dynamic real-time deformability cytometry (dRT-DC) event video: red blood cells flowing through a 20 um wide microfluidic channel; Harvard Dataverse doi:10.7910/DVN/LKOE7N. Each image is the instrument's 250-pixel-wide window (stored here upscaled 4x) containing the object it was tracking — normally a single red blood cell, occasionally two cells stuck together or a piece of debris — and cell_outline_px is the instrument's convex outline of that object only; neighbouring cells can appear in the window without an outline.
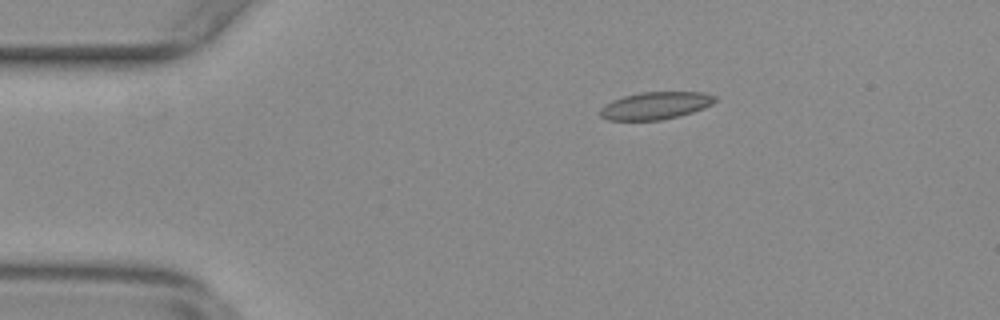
{"species": "common noctule bat (a hibernating species)", "species_latin": "Nyctalus noctula", "temperature_condition": "warm", "stored_images_in_passage": 23, "camera_frame_rate_fps": 3000, "um_per_image_px": 0.085, "animal": {"sex": "female", "body_mass_g": 29.2, "forearm_length_mm": 56.3}, "frame": {"image": 1, "passage_image": 4, "time_ms": 1.0, "image_size_px": [1000, 320], "cell_outline_px": [[716, 100], [712, 104], [704, 108], [680, 116], [660, 120], [608, 120], [600, 116], [600, 108], [604, 104], [612, 100], [624, 96], [640, 92], [704, 92], [716, 96]], "centroid_in_image_um": [55.71, 8.97], "position_along_channel_um": 29.3, "area_um2": 18.44}}
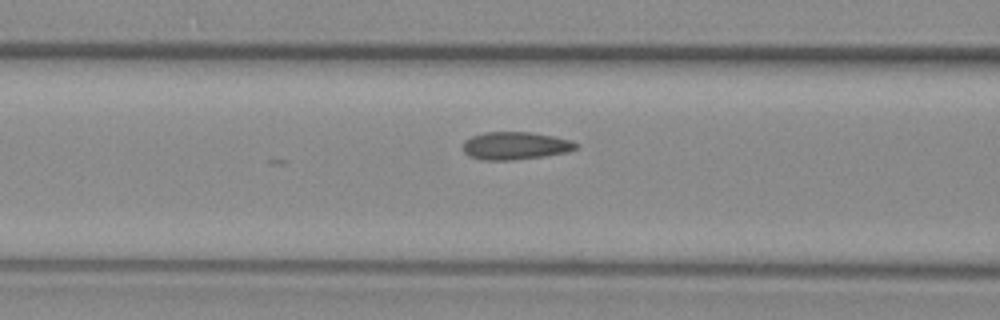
{"frame": {"image": 2, "passage_image": 16, "time_ms": 5.0, "image_size_px": [1000, 320], "cell_outline_px": [[580, 144], [576, 148], [568, 152], [544, 156], [512, 160], [480, 160], [468, 156], [464, 152], [464, 140], [472, 136], [484, 132], [532, 132], [572, 140]], "centroid_in_image_um": [43.8, 12.39], "position_along_channel_um": 122.8, "area_um2": 18.38}}
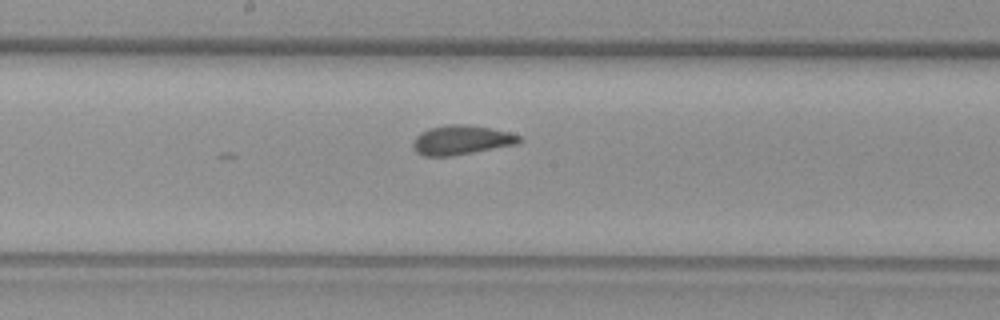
{"frame": {"image": 3, "passage_image": 23, "time_ms": 7.333, "image_size_px": [1000, 320], "cell_outline_px": [[524, 140], [516, 144], [452, 156], [424, 156], [416, 152], [412, 148], [412, 140], [420, 132], [428, 128], [444, 124], [464, 124], [488, 128], [508, 132], [524, 136]], "centroid_in_image_um": [39.19, 11.9], "position_along_channel_um": 209.0, "area_um2": 18.38}}